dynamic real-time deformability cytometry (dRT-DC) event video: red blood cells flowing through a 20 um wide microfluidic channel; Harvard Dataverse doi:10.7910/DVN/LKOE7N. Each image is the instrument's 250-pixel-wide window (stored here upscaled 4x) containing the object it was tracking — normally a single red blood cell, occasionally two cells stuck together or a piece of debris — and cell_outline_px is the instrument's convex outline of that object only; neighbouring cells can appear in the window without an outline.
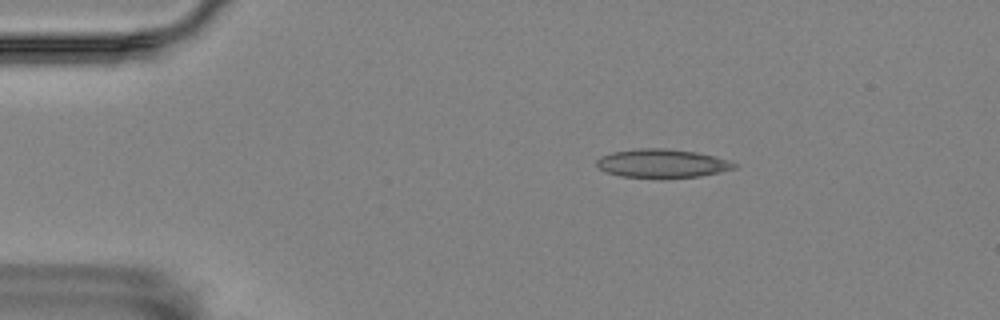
{"species": "Egyptian fruit bat (a non-hibernating species)", "species_latin": "Rousettus aegyptiacus", "temperature_condition": "room temperature", "stored_images_in_passage": 50, "camera_frame_rate_fps": 3000, "um_per_image_px": 0.085, "animal": {"sex": "female"}, "frame": {"image": 1, "passage_image": 4, "time_ms": 1.0, "image_size_px": [1000, 320], "cell_outline_px": [[740, 164], [736, 168], [720, 172], [700, 176], [660, 180], [620, 176], [608, 172], [600, 168], [596, 164], [596, 160], [600, 156], [612, 152], [640, 148], [664, 148], [696, 152], [728, 160]], "centroid_in_image_um": [56.29, 13.92], "position_along_channel_um": 28.7, "area_um2": 23.47}}
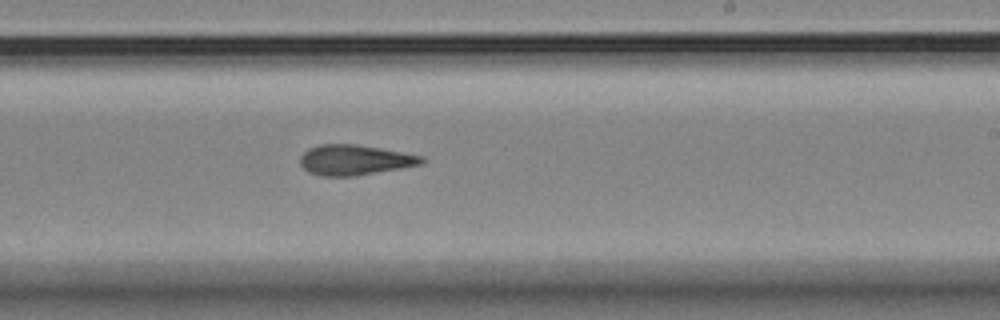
{"frame": {"image": 2, "passage_image": 28, "time_ms": 9.0, "image_size_px": [1000, 320], "cell_outline_px": [[424, 164], [352, 176], [324, 176], [308, 172], [300, 164], [300, 156], [308, 148], [320, 144], [356, 144], [380, 148], [424, 156]], "centroid_in_image_um": [30.14, 13.59], "position_along_channel_um": 258.9, "area_um2": 21.33}}
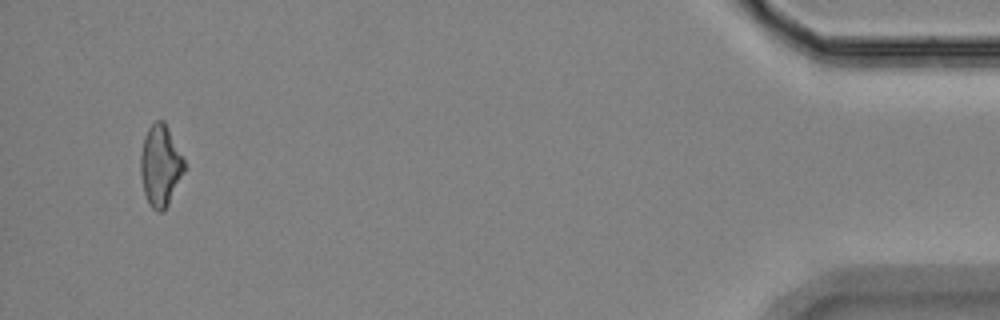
{"frame": {"image": 3, "passage_image": 48, "time_ms": 15.667, "image_size_px": [1000, 320], "cell_outline_px": [[184, 172], [168, 204], [160, 212], [152, 208], [144, 192], [140, 172], [140, 156], [144, 136], [148, 128], [156, 120], [164, 120], [184, 160]], "centroid_in_image_um": [13.62, 14.04], "position_along_channel_um": 421.6, "area_um2": 20.35}, "authors_computed_cell_mechanics": {"area_um2": 21.5305, "velocity_mm_per_s": 3.5503, "shape_relaxation_time_tau1_ms": null, "shape_relaxation_time_tau2_ms": 3.8887, "deformation_change_tau1": null, "deformation_change_tau2": 0.1298}}